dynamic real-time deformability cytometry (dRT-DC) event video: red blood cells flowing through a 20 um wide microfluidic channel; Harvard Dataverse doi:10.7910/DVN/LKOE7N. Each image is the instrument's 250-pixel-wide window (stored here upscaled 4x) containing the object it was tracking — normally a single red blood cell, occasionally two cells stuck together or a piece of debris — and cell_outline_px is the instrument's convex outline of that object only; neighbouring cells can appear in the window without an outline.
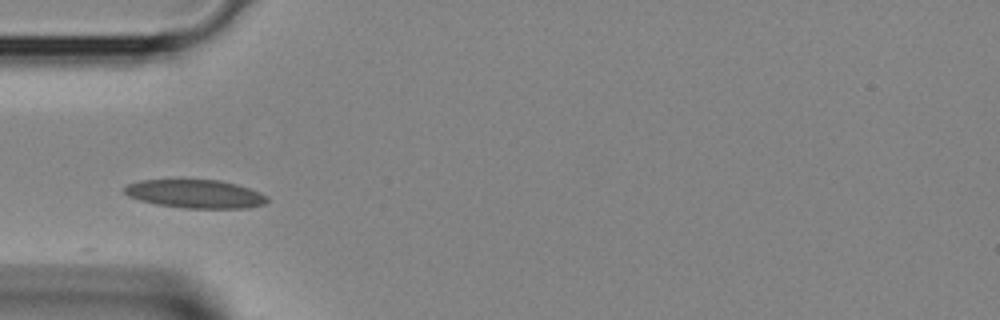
{"species": "Egyptian fruit bat (a non-hibernating species)", "species_latin": "Rousettus aegyptiacus", "temperature_condition": "room temperature", "stored_images_in_passage": 6, "camera_frame_rate_fps": 3000, "um_per_image_px": 0.085, "animal": {"sex": "female"}, "frame": {"image": 1, "passage_image": 1, "time_ms": 0.0, "image_size_px": [1000, 320], "cell_outline_px": [[268, 200], [264, 204], [244, 208], [184, 208], [156, 204], [140, 200], [128, 196], [124, 192], [124, 188], [128, 184], [140, 180], [180, 176], [184, 176], [220, 180], [236, 184], [260, 192], [268, 196]], "centroid_in_image_um": [16.54, 16.42], "position_along_channel_um": 68.5, "area_um2": 24.74}}
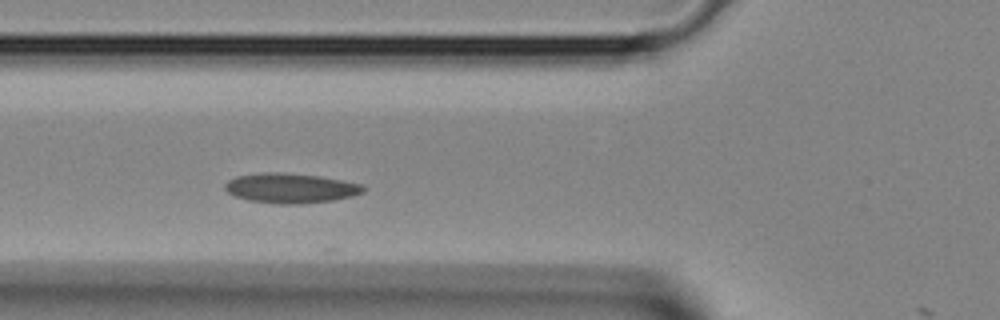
{"frame": {"image": 2, "passage_image": 3, "time_ms": 0.667, "image_size_px": [1000, 320], "cell_outline_px": [[368, 188], [364, 192], [352, 196], [332, 200], [300, 204], [280, 204], [248, 200], [236, 196], [228, 192], [224, 188], [224, 184], [228, 180], [236, 176], [264, 172], [276, 172], [320, 176], [360, 184]], "centroid_in_image_um": [24.69, 15.99], "position_along_channel_um": 101.1, "area_um2": 23.93}}
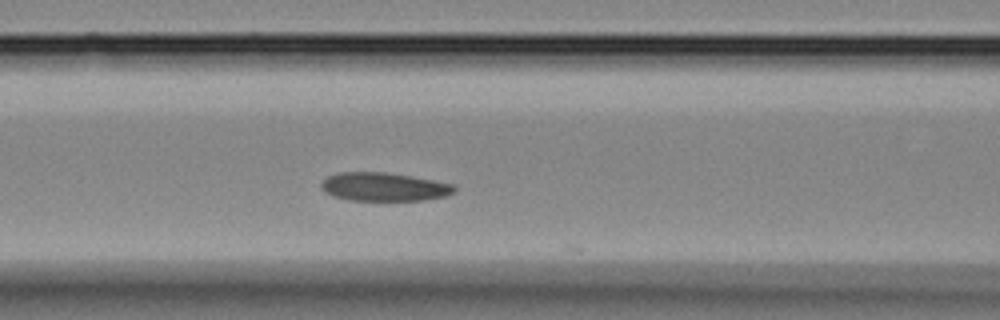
{"frame": {"image": 3, "passage_image": 5, "time_ms": 1.333, "image_size_px": [1000, 320], "cell_outline_px": [[456, 192], [444, 196], [424, 200], [348, 200], [332, 196], [324, 192], [320, 188], [320, 184], [328, 176], [336, 172], [388, 172], [412, 176], [456, 184]], "centroid_in_image_um": [32.64, 15.87], "position_along_channel_um": 134.0, "area_um2": 22.37}}